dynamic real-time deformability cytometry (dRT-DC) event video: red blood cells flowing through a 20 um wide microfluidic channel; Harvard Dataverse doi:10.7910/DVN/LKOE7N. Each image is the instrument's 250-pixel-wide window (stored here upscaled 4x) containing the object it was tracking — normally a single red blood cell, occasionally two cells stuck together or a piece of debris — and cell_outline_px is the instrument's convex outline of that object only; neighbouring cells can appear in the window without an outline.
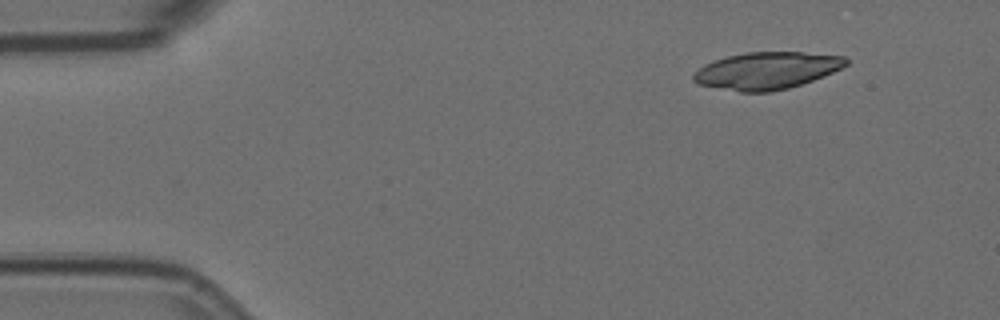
{"species": "Egyptian fruit bat (a non-hibernating species)", "species_latin": "Rousettus aegyptiacus", "temperature_condition": "room temperature", "stored_images_in_passage": 3, "camera_frame_rate_fps": 3000, "um_per_image_px": 0.085, "animal": {"sex": "female"}, "frame": {"image": 1, "passage_image": 1, "time_ms": 0.0, "image_size_px": [1000, 320], "cell_outline_px": [[848, 64], [824, 76], [788, 88], [772, 92], [740, 92], [696, 84], [692, 80], [692, 76], [704, 64], [728, 56], [748, 52], [800, 52], [848, 56]], "centroid_in_image_um": [65.18, 6.0], "position_along_channel_um": 19.8, "area_um2": 32.95}}